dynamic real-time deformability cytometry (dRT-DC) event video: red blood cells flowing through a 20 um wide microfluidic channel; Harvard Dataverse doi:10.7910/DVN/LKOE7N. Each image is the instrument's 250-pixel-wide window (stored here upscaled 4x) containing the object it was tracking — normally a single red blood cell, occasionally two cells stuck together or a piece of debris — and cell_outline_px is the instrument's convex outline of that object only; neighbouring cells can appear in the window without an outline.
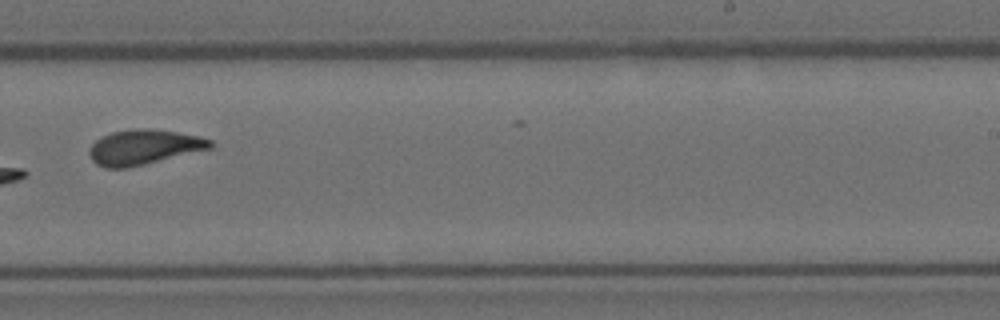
{"species": "Egyptian fruit bat (a non-hibernating species)", "species_latin": "Rousettus aegyptiacus", "temperature_condition": "room temperature", "stored_images_in_passage": 9, "camera_frame_rate_fps": 3000, "um_per_image_px": 0.085, "animal": {"sex": "female"}, "frame": {"image": 1, "passage_image": 8, "time_ms": 8.0, "image_size_px": [1000, 320], "cell_outline_px": [[212, 148], [128, 168], [104, 168], [96, 164], [92, 160], [88, 152], [92, 144], [100, 136], [112, 132], [136, 128], [152, 128], [200, 136], [212, 140]], "centroid_in_image_um": [12.2, 12.5], "position_along_channel_um": 276.8, "area_um2": 24.74}}
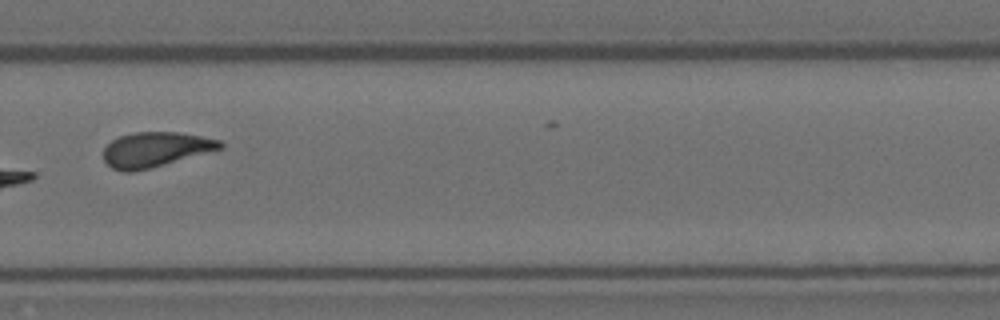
{"frame": {"image": 2, "passage_image": 9, "time_ms": 9.0, "image_size_px": [1000, 320], "cell_outline_px": [[224, 148], [148, 168], [132, 172], [124, 172], [112, 168], [104, 160], [104, 148], [112, 140], [120, 136], [132, 132], [176, 132], [200, 136], [220, 140], [224, 144]], "centroid_in_image_um": [13.2, 12.7], "position_along_channel_um": 316.6, "area_um2": 23.41}}